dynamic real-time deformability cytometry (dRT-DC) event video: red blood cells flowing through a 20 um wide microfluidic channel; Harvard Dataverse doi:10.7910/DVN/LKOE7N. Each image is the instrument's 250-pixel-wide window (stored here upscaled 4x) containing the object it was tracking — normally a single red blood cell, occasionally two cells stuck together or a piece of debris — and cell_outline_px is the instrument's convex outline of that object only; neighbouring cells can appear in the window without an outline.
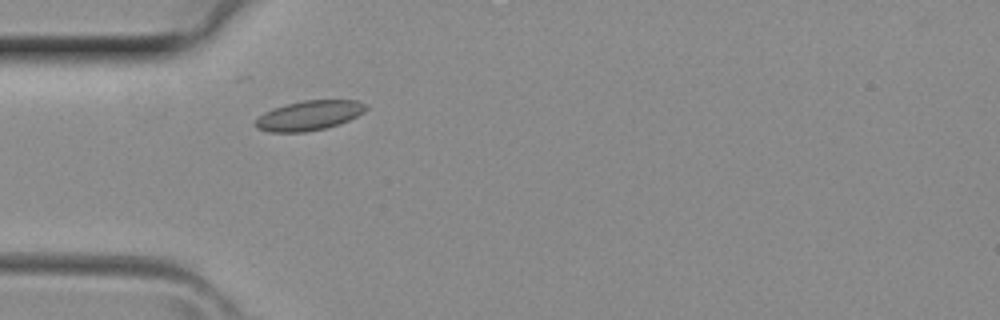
{"species": "common noctule bat (a hibernating species)", "species_latin": "Nyctalus noctula", "temperature_condition": "room temperature", "stored_images_in_passage": 1, "camera_frame_rate_fps": 3000, "um_per_image_px": 0.085, "animal": {"sex": "female", "body_mass_g": 29.2, "forearm_length_mm": 56.3}, "frame": {"image": 1, "passage_image": 1, "time_ms": 0.0, "image_size_px": [1000, 320], "cell_outline_px": [[368, 108], [364, 112], [340, 124], [324, 128], [304, 132], [268, 132], [256, 128], [252, 124], [264, 112], [272, 108], [304, 100], [356, 100], [364, 104]], "centroid_in_image_um": [26.24, 9.82], "position_along_channel_um": 58.8, "area_um2": 19.07}}